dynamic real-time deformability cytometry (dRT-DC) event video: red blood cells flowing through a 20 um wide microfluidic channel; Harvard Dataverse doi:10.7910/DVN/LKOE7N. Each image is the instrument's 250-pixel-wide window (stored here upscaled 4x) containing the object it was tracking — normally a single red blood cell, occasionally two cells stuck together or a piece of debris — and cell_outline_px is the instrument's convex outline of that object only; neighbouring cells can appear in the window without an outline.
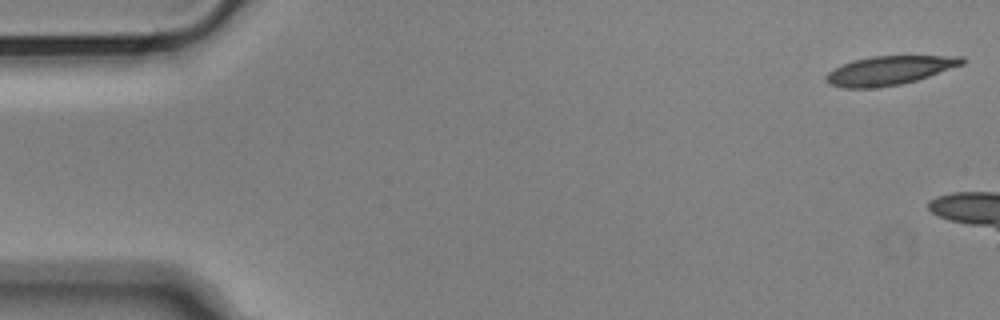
{"species": "Egyptian fruit bat (a non-hibernating species)", "species_latin": "Rousettus aegyptiacus", "temperature_condition": "cold", "stored_images_in_passage": 6, "camera_frame_rate_fps": 3000, "um_per_image_px": 0.085, "animal": {"sex": "male"}, "frame": {"image": 1, "passage_image": 1, "time_ms": 0.0, "image_size_px": [1000, 320], "cell_outline_px": [[964, 64], [916, 80], [900, 84], [880, 88], [844, 88], [832, 84], [828, 80], [828, 72], [844, 64], [856, 60], [872, 56], [964, 56]], "centroid_in_image_um": [75.65, 5.99], "position_along_channel_um": 9.4, "area_um2": 22.43}}